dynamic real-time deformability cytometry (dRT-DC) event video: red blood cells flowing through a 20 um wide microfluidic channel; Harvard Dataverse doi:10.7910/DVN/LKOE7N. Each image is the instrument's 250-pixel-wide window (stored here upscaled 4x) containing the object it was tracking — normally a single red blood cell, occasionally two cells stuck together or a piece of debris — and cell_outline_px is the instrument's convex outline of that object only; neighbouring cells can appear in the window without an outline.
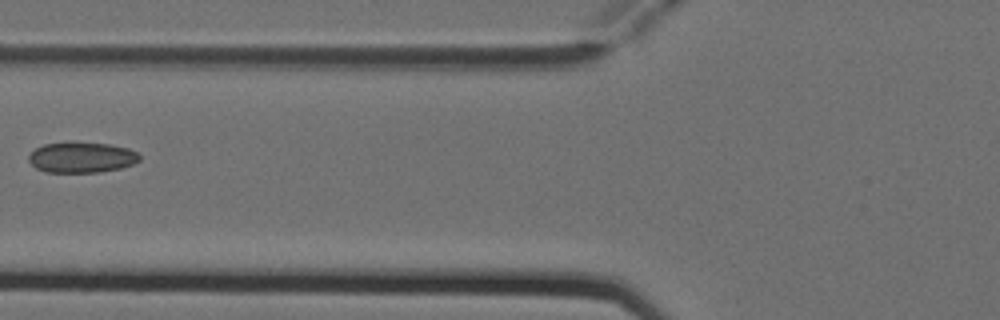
{"species": "Egyptian fruit bat (a non-hibernating species)", "species_latin": "Rousettus aegyptiacus", "temperature_condition": "cold", "stored_images_in_passage": 3, "camera_frame_rate_fps": 3000, "um_per_image_px": 0.085, "animal": {"sex": "female"}, "frame": {"image": 1, "passage_image": 3, "time_ms": 0.667, "image_size_px": [1000, 320], "cell_outline_px": [[140, 160], [132, 164], [120, 168], [100, 172], [44, 172], [36, 168], [28, 160], [28, 156], [36, 148], [44, 144], [72, 140], [108, 144], [128, 148], [136, 152], [140, 156]], "centroid_in_image_um": [6.91, 13.35], "position_along_channel_um": 118.9, "area_um2": 20.11}}